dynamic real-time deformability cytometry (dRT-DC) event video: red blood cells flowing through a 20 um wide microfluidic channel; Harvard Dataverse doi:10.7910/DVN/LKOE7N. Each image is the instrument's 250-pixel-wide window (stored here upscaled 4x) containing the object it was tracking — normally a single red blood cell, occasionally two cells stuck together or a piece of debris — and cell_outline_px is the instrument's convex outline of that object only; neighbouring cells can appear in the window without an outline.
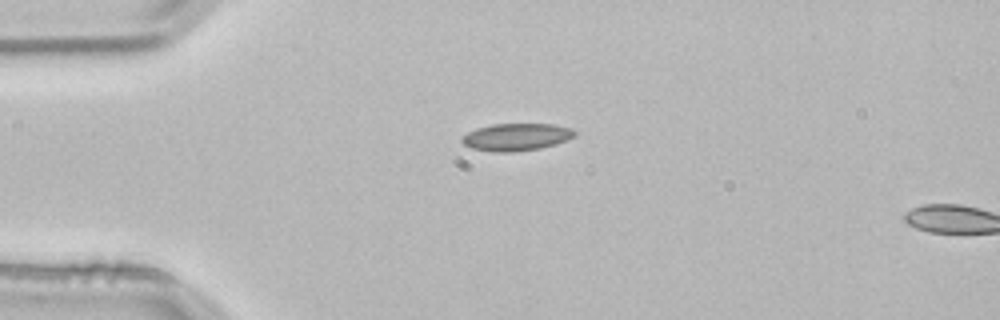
{"species": "common noctule bat (a hibernating species)", "species_latin": "Nyctalus noctula", "temperature_condition": "room temperature", "stored_images_in_passage": 2, "camera_frame_rate_fps": 3000, "um_per_image_px": 0.085, "animal": {"sex": "male", "body_mass_g": 21.5, "forearm_length_mm": 52.0}, "frame": {"image": 1, "passage_image": 1, "time_ms": 0.0, "image_size_px": [1000, 320], "cell_outline_px": [[576, 136], [568, 140], [556, 144], [540, 148], [512, 152], [492, 152], [472, 148], [464, 144], [460, 140], [460, 136], [476, 128], [492, 124], [552, 124], [572, 128], [576, 132]], "centroid_in_image_um": [43.88, 11.64], "position_along_channel_um": 41.1, "area_um2": 18.15}}